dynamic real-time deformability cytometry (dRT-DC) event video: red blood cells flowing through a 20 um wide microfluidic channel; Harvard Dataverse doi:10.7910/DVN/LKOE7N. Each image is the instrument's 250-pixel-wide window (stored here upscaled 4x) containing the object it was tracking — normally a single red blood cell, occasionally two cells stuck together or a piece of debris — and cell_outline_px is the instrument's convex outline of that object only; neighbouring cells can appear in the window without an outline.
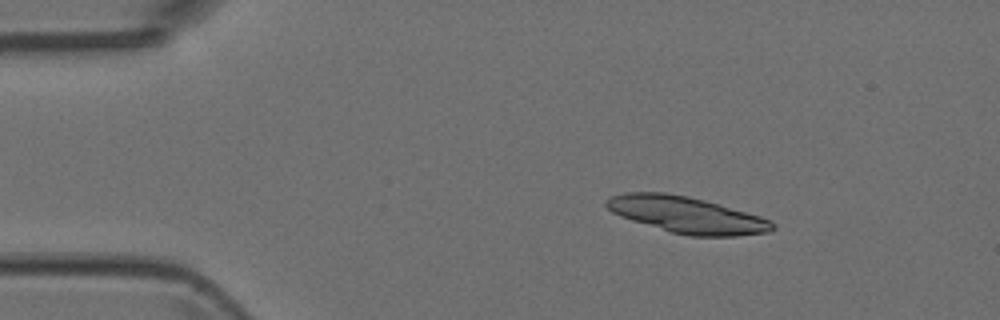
{"species": "Egyptian fruit bat (a non-hibernating species)", "species_latin": "Rousettus aegyptiacus", "temperature_condition": "room temperature", "stored_images_in_passage": 7, "camera_frame_rate_fps": 3000, "um_per_image_px": 0.085, "animal": {"sex": "female"}, "frame": {"image": 1, "passage_image": 3, "time_ms": 0.667, "image_size_px": [1000, 320], "cell_outline_px": [[776, 228], [768, 232], [736, 236], [688, 236], [672, 232], [632, 220], [620, 216], [612, 212], [604, 204], [604, 200], [612, 196], [628, 192], [664, 192], [688, 196], [720, 204], [760, 216], [772, 220], [776, 224]], "centroid_in_image_um": [58.39, 18.26], "position_along_channel_um": 26.6, "area_um2": 35.2}}